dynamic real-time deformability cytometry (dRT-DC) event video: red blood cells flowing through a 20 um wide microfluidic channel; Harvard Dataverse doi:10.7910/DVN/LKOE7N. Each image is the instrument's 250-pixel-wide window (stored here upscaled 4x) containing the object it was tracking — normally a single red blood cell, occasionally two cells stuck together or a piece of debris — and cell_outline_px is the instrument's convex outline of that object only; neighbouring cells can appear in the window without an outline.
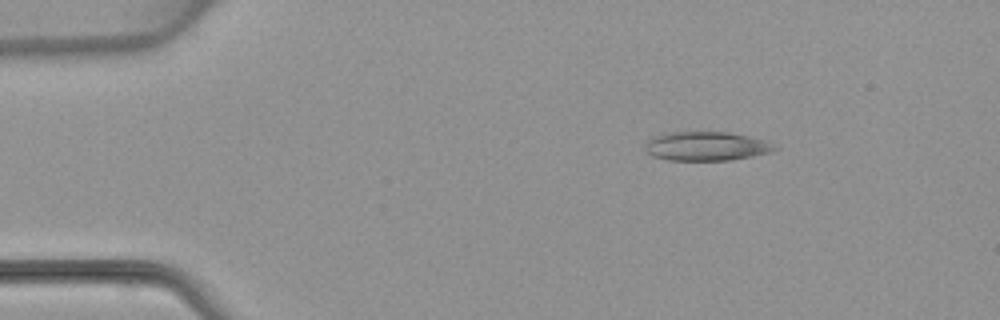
{"species": "common noctule bat (a hibernating species)", "species_latin": "Nyctalus noctula", "temperature_condition": "warm", "stored_images_in_passage": 3, "camera_frame_rate_fps": 3000, "um_per_image_px": 0.085, "animal": {"sex": "female", "body_mass_g": 22.7, "forearm_length_mm": 54.2}, "frame": {"image": 1, "passage_image": 1, "time_ms": 0.0, "image_size_px": [1000, 320], "cell_outline_px": [[780, 148], [772, 152], [732, 160], [668, 160], [652, 156], [644, 148], [644, 144], [648, 140], [656, 136], [672, 132], [728, 132], [768, 140]], "centroid_in_image_um": [60.09, 12.43], "position_along_channel_um": 24.9, "area_um2": 22.02}}
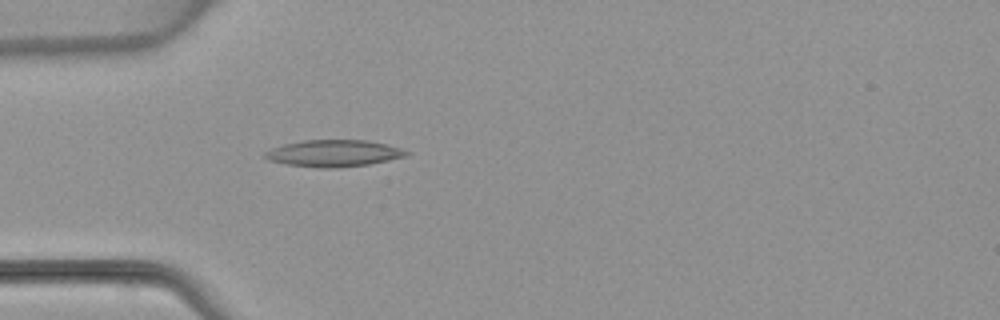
{"frame": {"image": 2, "passage_image": 3, "time_ms": 2.333, "image_size_px": [1000, 320], "cell_outline_px": [[412, 152], [408, 156], [368, 164], [336, 168], [320, 168], [288, 164], [268, 160], [264, 156], [264, 152], [272, 148], [284, 144], [304, 140], [364, 140], [388, 144]], "centroid_in_image_um": [28.39, 13.03], "position_along_channel_um": 56.6, "area_um2": 22.02}}